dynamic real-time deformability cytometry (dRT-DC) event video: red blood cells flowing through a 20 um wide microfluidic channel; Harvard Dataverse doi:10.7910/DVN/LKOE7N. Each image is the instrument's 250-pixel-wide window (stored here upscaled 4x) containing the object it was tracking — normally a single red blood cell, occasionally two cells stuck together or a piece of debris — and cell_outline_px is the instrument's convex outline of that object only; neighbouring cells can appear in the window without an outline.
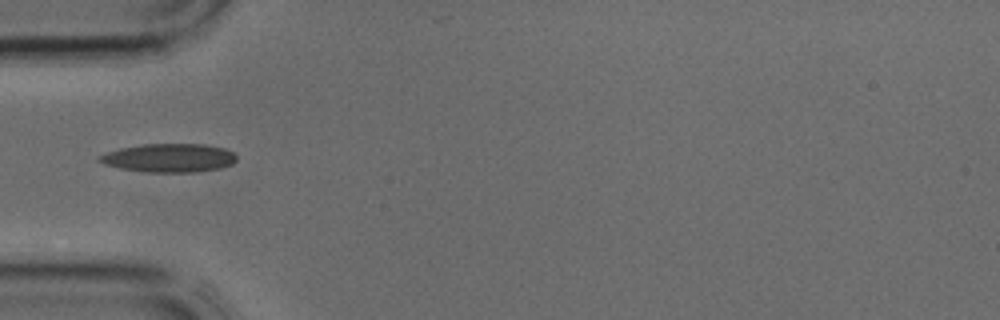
{"species": "common noctule bat (a hibernating species)", "species_latin": "Nyctalus noctula", "temperature_condition": "cold", "stored_images_in_passage": 20, "camera_frame_rate_fps": 3000, "um_per_image_px": 0.085, "animal": {"sex": "male", "body_mass_g": 17.9, "forearm_length_mm": 54.2}, "frame": {"image": 1, "passage_image": 4, "time_ms": 1.0, "image_size_px": [1000, 320], "cell_outline_px": [[236, 160], [232, 164], [220, 168], [196, 172], [148, 172], [120, 168], [104, 164], [96, 160], [96, 156], [120, 148], [144, 144], [204, 144], [224, 148], [232, 152], [236, 156]], "centroid_in_image_um": [14.35, 13.42], "position_along_channel_um": 70.7, "area_um2": 22.83}}
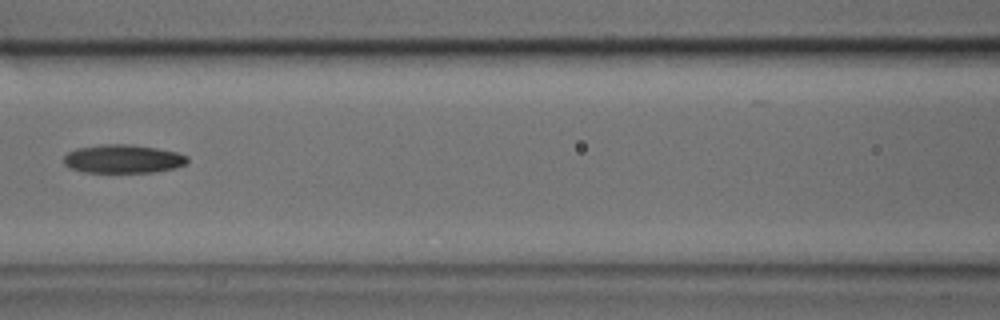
{"frame": {"image": 2, "passage_image": 9, "time_ms": 2.667, "image_size_px": [1000, 320], "cell_outline_px": [[188, 160], [184, 164], [172, 168], [152, 172], [84, 172], [68, 168], [64, 164], [64, 156], [68, 152], [76, 148], [100, 144], [132, 144], [156, 148], [176, 152], [188, 156]], "centroid_in_image_um": [10.4, 13.49], "position_along_channel_um": 156.2, "area_um2": 20.52}}